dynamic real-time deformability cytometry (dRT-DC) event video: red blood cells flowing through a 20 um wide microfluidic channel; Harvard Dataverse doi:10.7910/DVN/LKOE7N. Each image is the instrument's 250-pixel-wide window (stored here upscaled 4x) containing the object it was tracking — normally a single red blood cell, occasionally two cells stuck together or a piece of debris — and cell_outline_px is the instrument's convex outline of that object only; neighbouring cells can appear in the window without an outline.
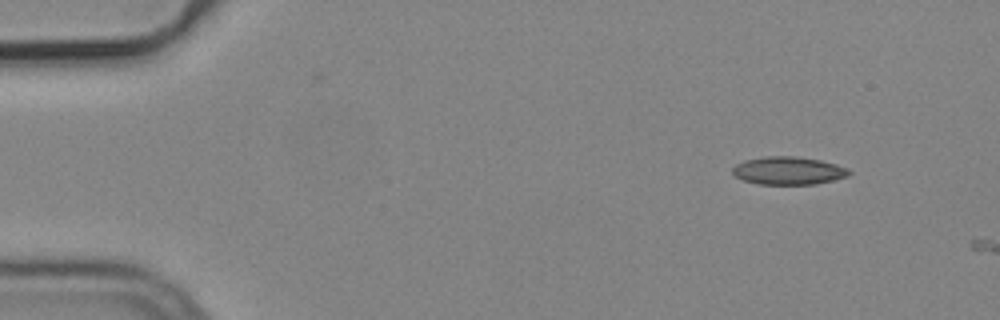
{"species": "common noctule bat (a hibernating species)", "species_latin": "Nyctalus noctula", "temperature_condition": "cold", "stored_images_in_passage": 2, "camera_frame_rate_fps": 3000, "um_per_image_px": 0.085, "animal": {"sex": "male", "body_mass_g": 19.2, "forearm_length_mm": 51.8}, "frame": {"image": 1, "passage_image": 1, "time_ms": 0.0, "image_size_px": [1000, 320], "cell_outline_px": [[852, 172], [848, 176], [816, 184], [760, 184], [744, 180], [736, 176], [732, 172], [732, 168], [736, 164], [744, 160], [764, 156], [792, 156], [820, 160], [836, 164], [848, 168]], "centroid_in_image_um": [67.02, 14.5], "position_along_channel_um": 18.0, "area_um2": 18.9}}